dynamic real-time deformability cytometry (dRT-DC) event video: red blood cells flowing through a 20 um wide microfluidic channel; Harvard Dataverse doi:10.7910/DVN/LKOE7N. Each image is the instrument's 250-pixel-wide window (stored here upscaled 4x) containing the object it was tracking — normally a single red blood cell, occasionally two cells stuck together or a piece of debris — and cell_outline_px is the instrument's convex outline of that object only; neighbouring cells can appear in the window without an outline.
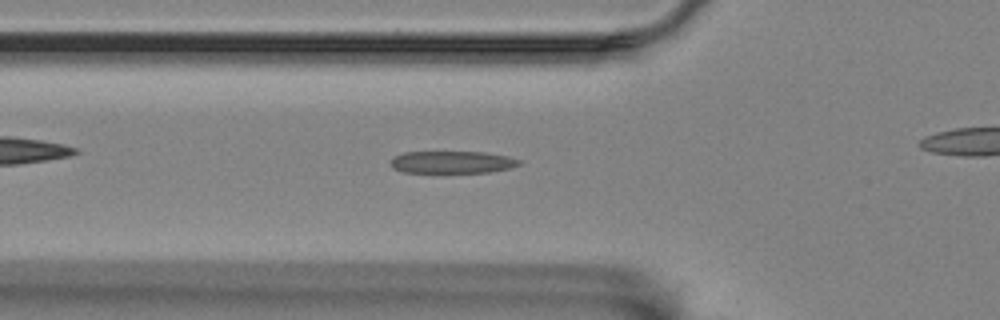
{"species": "Egyptian fruit bat (a non-hibernating species)", "species_latin": "Rousettus aegyptiacus", "temperature_condition": "room temperature", "stored_images_in_passage": 46, "camera_frame_rate_fps": 3000, "um_per_image_px": 0.085, "animal": {"sex": "female"}, "frame": {"image": 1, "passage_image": 19, "time_ms": 6.0, "image_size_px": [1000, 320], "cell_outline_px": [[524, 160], [520, 164], [512, 168], [488, 172], [404, 172], [392, 168], [392, 160], [396, 156], [404, 152], [484, 152], [508, 156]], "centroid_in_image_um": [38.51, 13.78], "position_along_channel_um": 87.3, "area_um2": 16.59}}
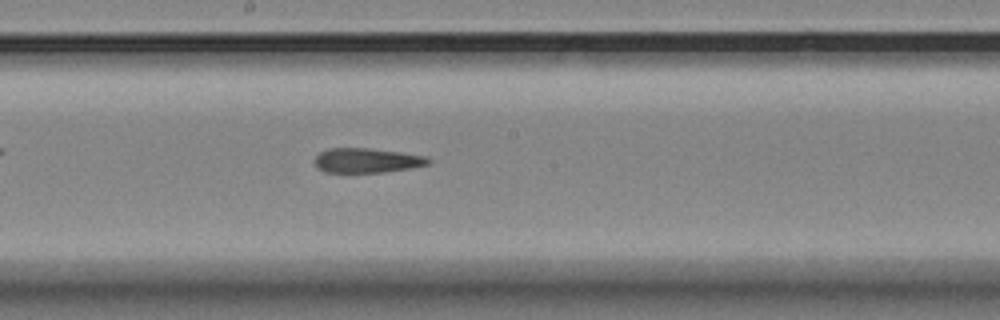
{"frame": {"image": 2, "passage_image": 30, "time_ms": 9.667, "image_size_px": [1000, 320], "cell_outline_px": [[432, 164], [412, 168], [384, 172], [324, 172], [316, 168], [316, 156], [320, 152], [328, 148], [368, 148], [400, 152], [428, 156], [432, 160]], "centroid_in_image_um": [31.24, 13.64], "position_along_channel_um": 217.0, "area_um2": 16.47}}
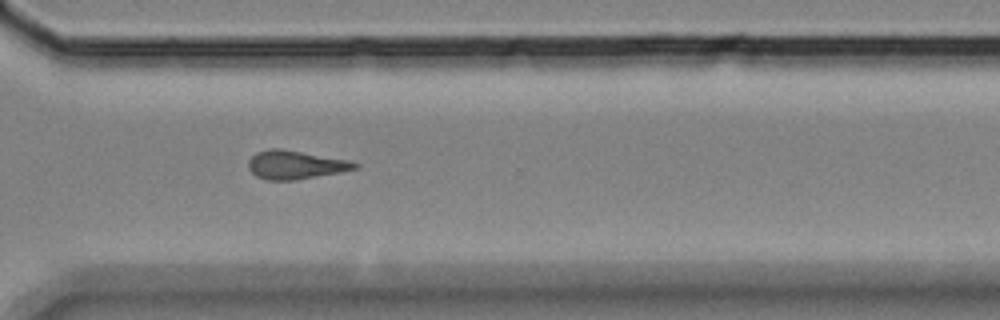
{"frame": {"image": 3, "passage_image": 41, "time_ms": 13.333, "image_size_px": [1000, 320], "cell_outline_px": [[360, 168], [340, 172], [296, 180], [268, 180], [256, 176], [248, 168], [248, 160], [256, 152], [272, 148], [280, 148], [352, 160], [360, 164]], "centroid_in_image_um": [25.15, 14.0], "position_along_channel_um": 345.5, "area_um2": 17.92}}